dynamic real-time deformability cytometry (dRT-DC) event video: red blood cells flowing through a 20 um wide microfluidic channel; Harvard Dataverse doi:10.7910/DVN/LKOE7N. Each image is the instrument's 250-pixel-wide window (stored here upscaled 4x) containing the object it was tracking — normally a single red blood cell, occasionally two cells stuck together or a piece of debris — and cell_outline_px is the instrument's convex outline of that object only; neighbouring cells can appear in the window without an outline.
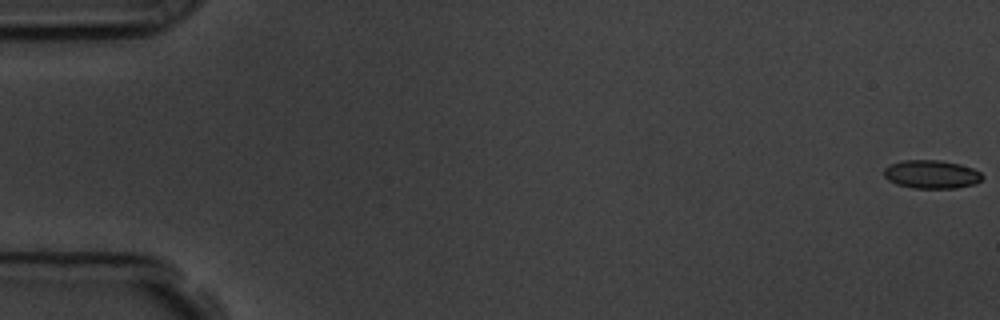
{"species": "common noctule bat (a hibernating species)", "species_latin": "Nyctalus noctula", "temperature_condition": "room temperature", "stored_images_in_passage": 58, "camera_frame_rate_fps": 3000, "um_per_image_px": 0.085, "animal": {"sex": "male", "body_mass_g": 19.5, "forearm_length_mm": 54.6}, "frame": {"image": 1, "passage_image": 1, "time_ms": 0.0, "image_size_px": [1000, 320], "cell_outline_px": [[984, 176], [976, 184], [956, 188], [912, 188], [896, 184], [888, 180], [884, 176], [884, 168], [888, 164], [900, 160], [940, 160], [960, 164], [972, 168], [980, 172]], "centroid_in_image_um": [79.15, 14.81], "position_along_channel_um": 5.8, "area_um2": 16.47}}
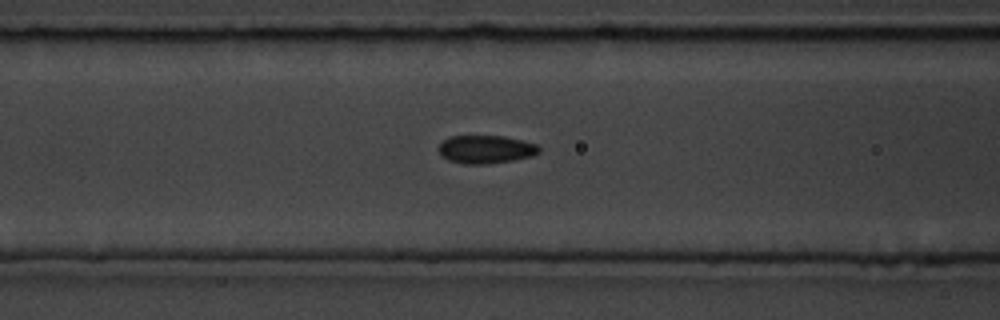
{"frame": {"image": 2, "passage_image": 24, "time_ms": 7.667, "image_size_px": [1000, 320], "cell_outline_px": [[540, 152], [532, 156], [512, 160], [484, 164], [464, 164], [448, 160], [440, 156], [440, 144], [448, 136], [504, 136], [536, 144], [540, 148]], "centroid_in_image_um": [41.28, 12.69], "position_along_channel_um": 125.3, "area_um2": 16.36}}
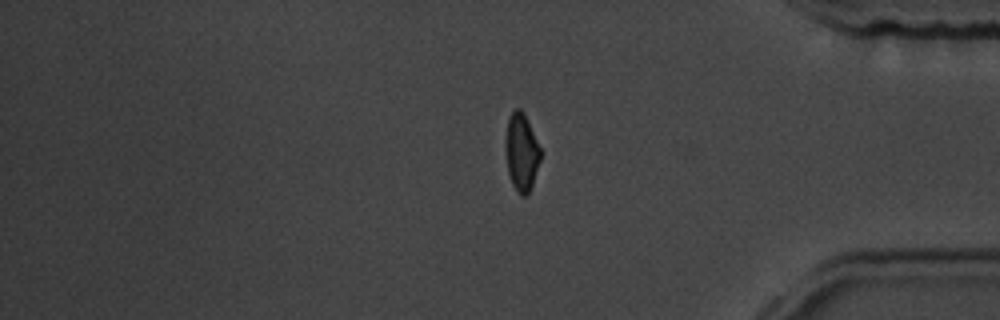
{"frame": {"image": 3, "passage_image": 48, "time_ms": 15.667, "image_size_px": [1000, 320], "cell_outline_px": [[540, 160], [532, 184], [528, 192], [524, 196], [520, 196], [516, 192], [512, 184], [508, 172], [504, 144], [504, 140], [508, 116], [516, 108], [520, 108], [524, 112], [540, 148]], "centroid_in_image_um": [44.29, 12.91], "position_along_channel_um": 390.9, "area_um2": 15.9}, "authors_computed_cell_mechanics": {"area_um2": 16.473, "velocity_mm_per_s": 3.596, "shape_relaxation_time_tau1_ms": 4.2615, "shape_relaxation_time_tau2_ms": 2.2402, "deformation_change_tau1": 0.0901, "deformation_change_tau2": 0.0718}}